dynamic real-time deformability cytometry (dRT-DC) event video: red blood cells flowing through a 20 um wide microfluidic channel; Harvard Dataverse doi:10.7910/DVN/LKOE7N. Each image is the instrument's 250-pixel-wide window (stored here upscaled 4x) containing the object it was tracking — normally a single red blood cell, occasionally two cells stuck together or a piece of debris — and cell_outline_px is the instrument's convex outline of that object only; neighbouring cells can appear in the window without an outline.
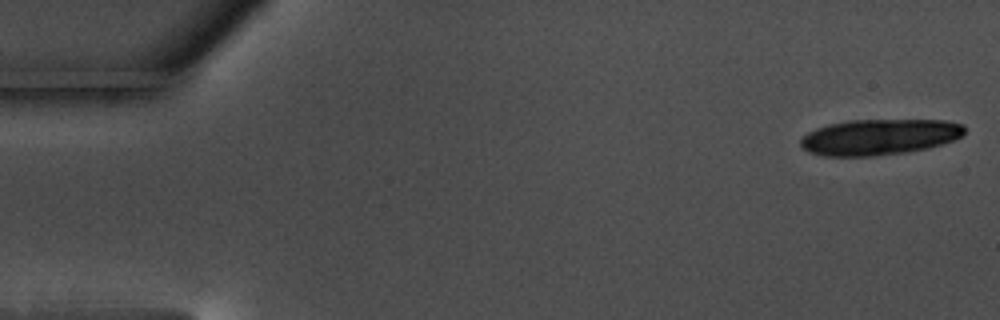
{"species": "common noctule bat (a hibernating species)", "species_latin": "Nyctalus noctula", "temperature_condition": "warm", "stored_images_in_passage": 19, "camera_frame_rate_fps": 3000, "um_per_image_px": 0.085, "animal": {"sex": "male", "body_mass_g": 17.5, "forearm_length_mm": 52.3}, "frame": {"image": 1, "passage_image": 1, "time_ms": 0.0, "image_size_px": [1000, 320], "cell_outline_px": [[964, 132], [960, 136], [952, 140], [928, 148], [908, 152], [872, 156], [824, 156], [808, 152], [800, 148], [800, 140], [808, 132], [816, 128], [828, 124], [848, 120], [944, 120], [964, 124]], "centroid_in_image_um": [74.69, 11.64], "position_along_channel_um": 10.3, "area_um2": 34.33}}